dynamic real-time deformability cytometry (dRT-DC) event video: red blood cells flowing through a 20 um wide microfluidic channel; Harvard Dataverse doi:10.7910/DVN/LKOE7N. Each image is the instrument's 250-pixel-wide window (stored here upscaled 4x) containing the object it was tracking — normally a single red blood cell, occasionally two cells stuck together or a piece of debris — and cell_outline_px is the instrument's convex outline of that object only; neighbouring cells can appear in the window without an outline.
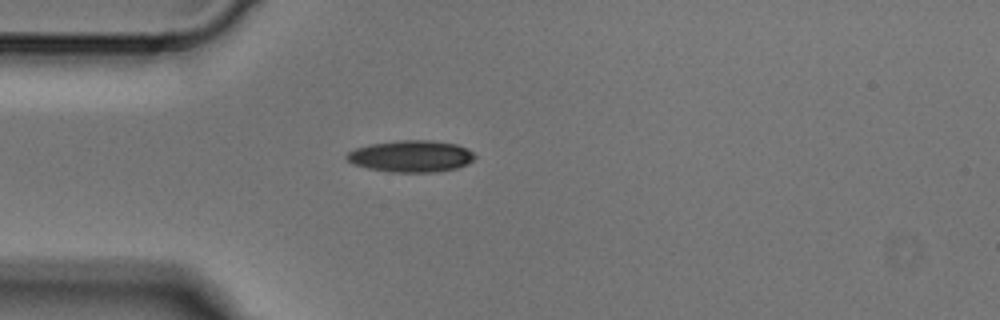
{"species": "Egyptian fruit bat (a non-hibernating species)", "species_latin": "Rousettus aegyptiacus", "temperature_condition": "cold", "stored_images_in_passage": 4, "camera_frame_rate_fps": 3000, "um_per_image_px": 0.085, "animal": {"sex": "male"}, "frame": {"image": 1, "passage_image": 4, "time_ms": 1.0, "image_size_px": [1000, 320], "cell_outline_px": [[476, 156], [468, 164], [456, 168], [440, 172], [392, 172], [368, 168], [352, 164], [344, 156], [348, 152], [356, 148], [372, 144], [400, 140], [432, 140], [456, 144], [468, 148]], "centroid_in_image_um": [34.96, 13.28], "position_along_channel_um": 50.0, "area_um2": 23.7}}